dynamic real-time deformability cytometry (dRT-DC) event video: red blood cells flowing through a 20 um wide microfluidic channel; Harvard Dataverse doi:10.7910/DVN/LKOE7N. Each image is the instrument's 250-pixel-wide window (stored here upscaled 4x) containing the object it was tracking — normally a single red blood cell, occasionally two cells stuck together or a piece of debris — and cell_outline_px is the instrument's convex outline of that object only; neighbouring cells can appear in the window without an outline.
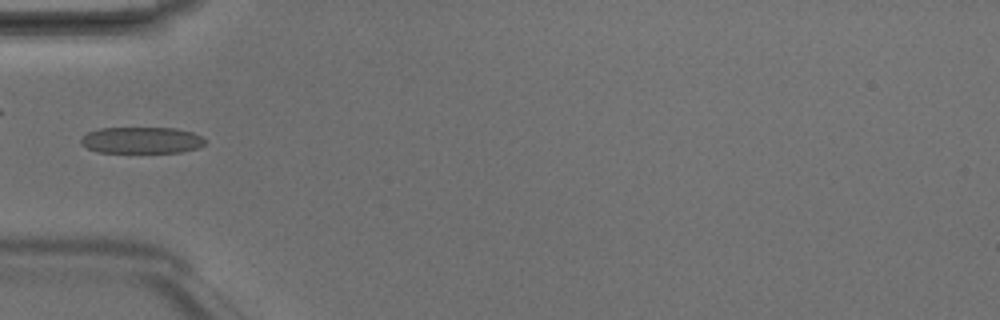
{"species": "Egyptian fruit bat (a non-hibernating species)", "species_latin": "Rousettus aegyptiacus", "temperature_condition": "room temperature", "stored_images_in_passage": 1, "camera_frame_rate_fps": 3000, "um_per_image_px": 0.085, "animal": {"sex": "male"}, "frame": {"image": 1, "passage_image": 1, "time_ms": 0.0, "image_size_px": [1000, 320], "cell_outline_px": [[204, 144], [196, 148], [180, 152], [100, 152], [88, 148], [80, 144], [80, 140], [88, 132], [100, 128], [176, 128], [192, 132], [200, 136], [204, 140]], "centroid_in_image_um": [12.01, 11.91], "position_along_channel_um": 73.0, "area_um2": 18.9}}